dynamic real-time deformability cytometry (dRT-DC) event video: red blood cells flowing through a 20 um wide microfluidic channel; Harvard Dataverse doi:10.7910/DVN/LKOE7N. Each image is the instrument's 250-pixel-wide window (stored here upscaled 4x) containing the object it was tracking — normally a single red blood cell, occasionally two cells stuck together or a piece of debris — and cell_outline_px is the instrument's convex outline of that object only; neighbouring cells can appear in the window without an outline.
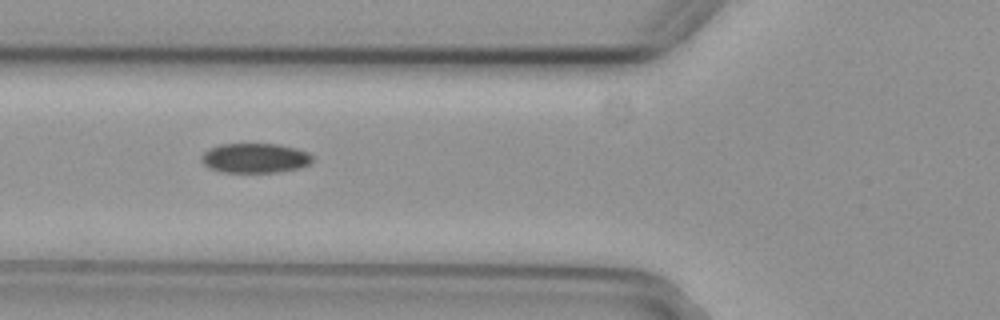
{"species": "common noctule bat (a hibernating species)", "species_latin": "Nyctalus noctula", "temperature_condition": "cold", "stored_images_in_passage": 8, "camera_frame_rate_fps": 3000, "um_per_image_px": 0.085, "animal": {"sex": "female", "body_mass_g": 29.2, "forearm_length_mm": 56.3}, "frame": {"image": 1, "passage_image": 7, "time_ms": 2.0, "image_size_px": [1000, 320], "cell_outline_px": [[312, 160], [308, 164], [300, 168], [276, 172], [224, 172], [212, 168], [204, 164], [200, 156], [208, 148], [220, 144], [280, 144], [296, 148], [308, 152], [312, 156]], "centroid_in_image_um": [21.68, 13.42], "position_along_channel_um": 104.1, "area_um2": 19.13}}
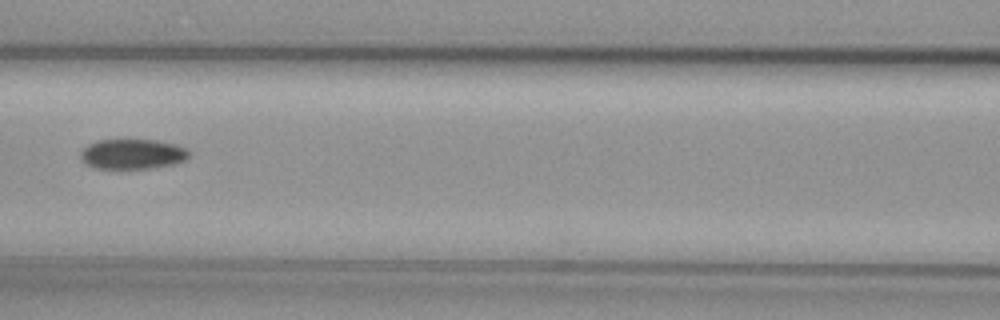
{"frame": {"image": 2, "passage_image": 8, "time_ms": 2.333, "image_size_px": [1000, 320], "cell_outline_px": [[188, 160], [176, 164], [152, 168], [96, 168], [88, 164], [80, 156], [80, 152], [88, 144], [96, 140], [156, 140], [176, 144], [188, 148]], "centroid_in_image_um": [11.32, 13.09], "position_along_channel_um": 155.3, "area_um2": 19.02}}